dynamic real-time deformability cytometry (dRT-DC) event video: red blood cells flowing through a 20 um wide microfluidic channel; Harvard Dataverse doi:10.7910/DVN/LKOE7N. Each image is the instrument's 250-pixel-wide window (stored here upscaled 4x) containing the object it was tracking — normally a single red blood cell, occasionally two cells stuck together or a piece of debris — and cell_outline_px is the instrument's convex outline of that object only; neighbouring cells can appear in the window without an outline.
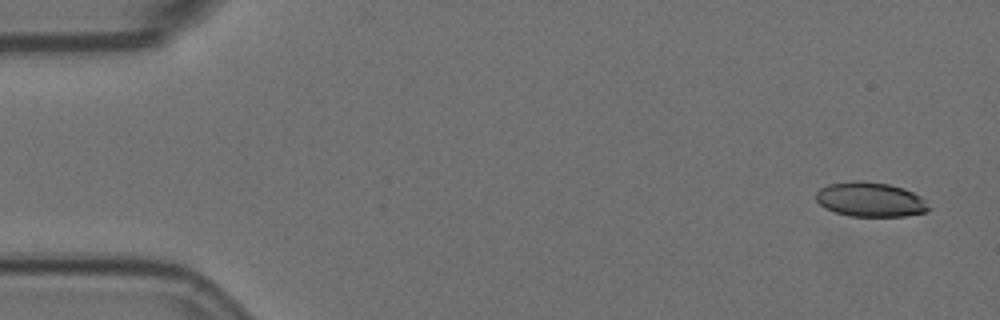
{"species": "Egyptian fruit bat (a non-hibernating species)", "species_latin": "Rousettus aegyptiacus", "temperature_condition": "room temperature", "stored_images_in_passage": 6, "camera_frame_rate_fps": 3000, "um_per_image_px": 0.085, "animal": {"sex": "female"}, "frame": {"image": 1, "passage_image": 1, "time_ms": 0.0, "image_size_px": [1000, 320], "cell_outline_px": [[932, 208], [928, 212], [904, 216], [848, 216], [824, 208], [816, 200], [816, 192], [820, 188], [828, 184], [860, 180], [888, 184], [904, 188], [920, 196]], "centroid_in_image_um": [73.99, 16.96], "position_along_channel_um": 11.0, "area_um2": 22.77}}
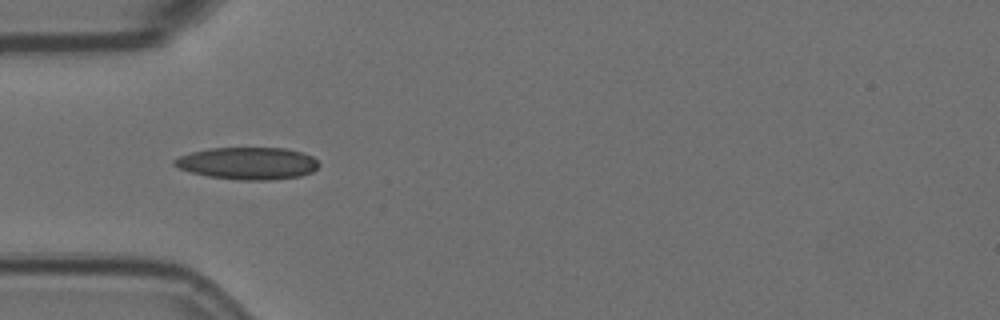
{"frame": {"image": 2, "passage_image": 5, "time_ms": 1.333, "image_size_px": [1000, 320], "cell_outline_px": [[320, 164], [312, 172], [300, 176], [272, 180], [240, 180], [208, 176], [192, 172], [180, 168], [172, 164], [172, 160], [180, 156], [192, 152], [208, 148], [288, 148], [312, 156]], "centroid_in_image_um": [21.07, 13.88], "position_along_channel_um": 63.9, "area_um2": 27.05}}
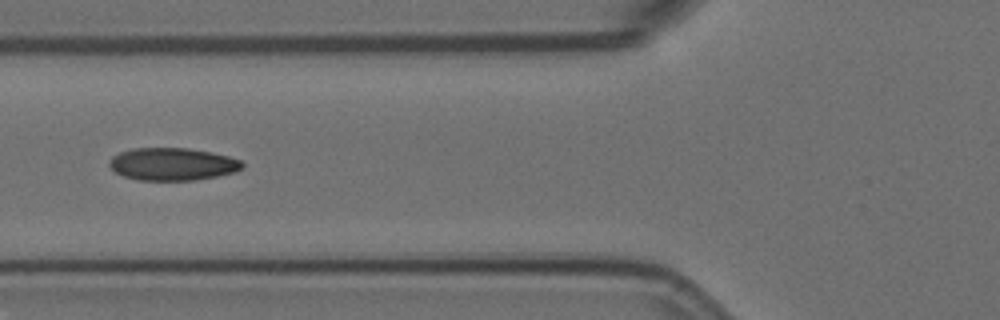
{"frame": {"image": 3, "passage_image": 6, "time_ms": 1.667, "image_size_px": [1000, 320], "cell_outline_px": [[244, 168], [236, 172], [196, 180], [136, 180], [124, 176], [116, 172], [108, 164], [108, 160], [112, 156], [120, 152], [132, 148], [188, 148], [228, 156], [240, 160], [244, 164]], "centroid_in_image_um": [14.65, 13.95], "position_along_channel_um": 111.1, "area_um2": 25.26}}